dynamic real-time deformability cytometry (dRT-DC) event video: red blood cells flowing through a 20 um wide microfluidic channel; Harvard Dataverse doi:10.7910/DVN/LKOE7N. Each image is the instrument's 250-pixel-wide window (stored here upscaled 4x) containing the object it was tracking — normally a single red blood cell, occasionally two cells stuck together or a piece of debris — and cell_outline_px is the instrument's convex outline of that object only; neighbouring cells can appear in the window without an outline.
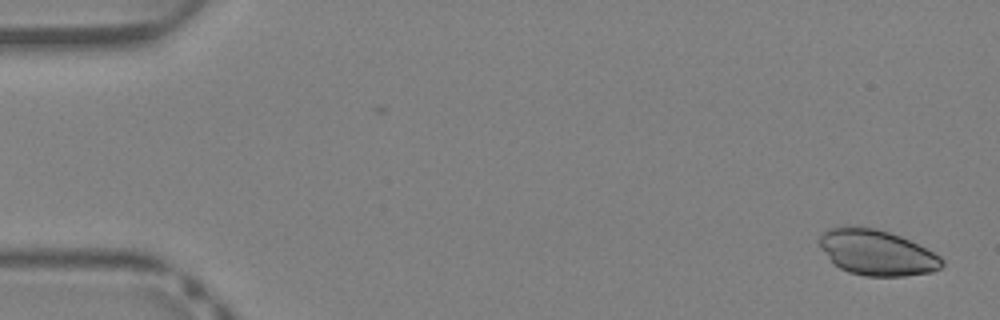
{"species": "Egyptian fruit bat (a non-hibernating species)", "species_latin": "Rousettus aegyptiacus", "temperature_condition": "warm", "stored_images_in_passage": 41, "camera_frame_rate_fps": 3000, "um_per_image_px": 0.085, "animal": {"sex": "female"}, "frame": {"image": 1, "passage_image": 1, "time_ms": 0.0, "image_size_px": [1000, 320], "cell_outline_px": [[944, 264], [940, 268], [932, 272], [904, 276], [864, 276], [848, 272], [840, 268], [828, 256], [820, 244], [820, 236], [828, 228], [872, 228], [888, 232], [900, 236], [940, 256], [944, 260]], "centroid_in_image_um": [74.57, 21.5], "position_along_channel_um": 10.4, "area_um2": 31.62}}
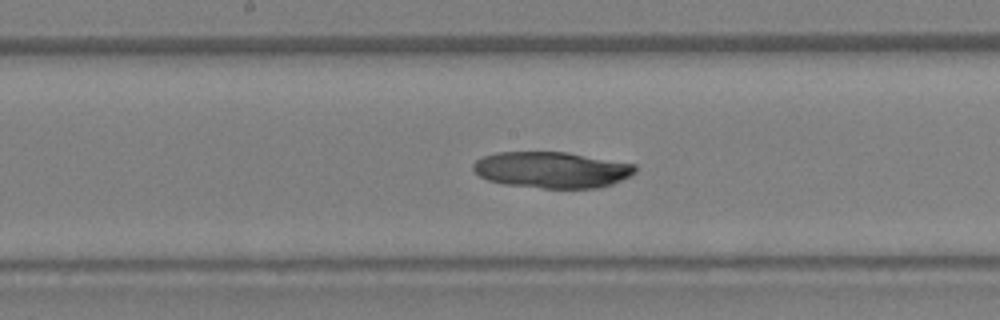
{"frame": {"image": 2, "passage_image": 21, "time_ms": 6.667, "image_size_px": [1000, 320], "cell_outline_px": [[636, 172], [612, 184], [596, 188], [544, 188], [504, 184], [488, 180], [480, 176], [472, 168], [472, 164], [480, 156], [496, 152], [568, 152], [636, 164]], "centroid_in_image_um": [46.88, 14.42], "position_along_channel_um": 201.3, "area_um2": 34.28}}
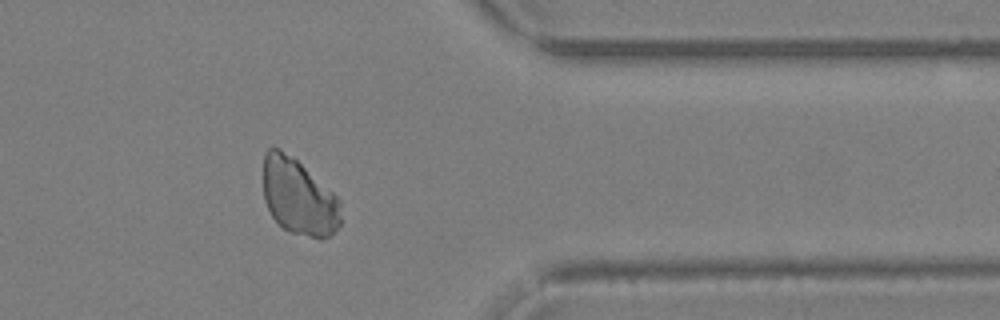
{"frame": {"image": 3, "passage_image": 33, "time_ms": 10.667, "image_size_px": [1000, 320], "cell_outline_px": [[340, 224], [328, 236], [320, 240], [292, 232], [284, 228], [272, 216], [264, 200], [264, 152], [272, 144], [280, 148], [292, 156], [332, 192], [340, 200]], "centroid_in_image_um": [25.36, 16.72], "position_along_channel_um": 386.0, "area_um2": 34.22}}